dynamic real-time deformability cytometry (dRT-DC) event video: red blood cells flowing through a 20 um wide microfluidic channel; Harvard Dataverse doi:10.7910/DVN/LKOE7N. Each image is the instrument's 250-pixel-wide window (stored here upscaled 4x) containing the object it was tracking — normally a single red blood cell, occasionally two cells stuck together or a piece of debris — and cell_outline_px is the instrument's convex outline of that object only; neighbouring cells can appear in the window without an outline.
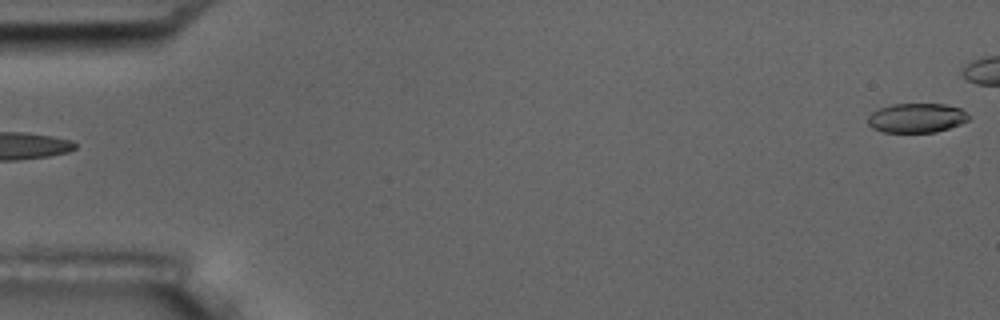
{"species": "common noctule bat (a hibernating species)", "species_latin": "Nyctalus noctula", "temperature_condition": "room temperature", "stored_images_in_passage": 4, "segment_of_instrument_passage": [2, 2], "camera_frame_rate_fps": 3000, "um_per_image_px": 0.085, "animal": {"sex": "male", "body_mass_g": 17.5, "forearm_length_mm": 52.3}, "frame": {"image": 1, "passage_image": 4, "time_ms": 4.667, "image_size_px": [1000, 320], "cell_outline_px": [[972, 116], [968, 120], [960, 124], [936, 132], [884, 132], [872, 128], [868, 124], [868, 116], [872, 112], [880, 108], [892, 104], [944, 104], [960, 108]], "centroid_in_image_um": [77.92, 10.02], "position_along_channel_um": 7.1, "area_um2": 17.28}}